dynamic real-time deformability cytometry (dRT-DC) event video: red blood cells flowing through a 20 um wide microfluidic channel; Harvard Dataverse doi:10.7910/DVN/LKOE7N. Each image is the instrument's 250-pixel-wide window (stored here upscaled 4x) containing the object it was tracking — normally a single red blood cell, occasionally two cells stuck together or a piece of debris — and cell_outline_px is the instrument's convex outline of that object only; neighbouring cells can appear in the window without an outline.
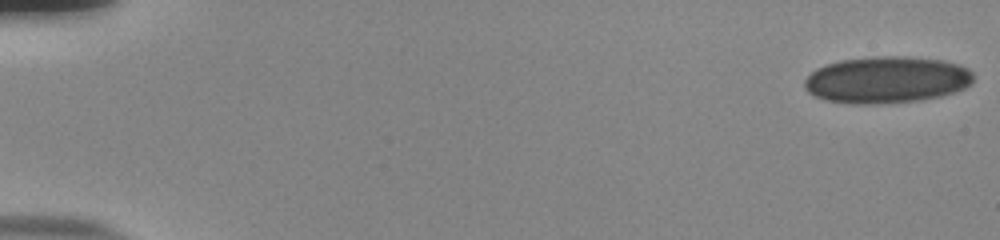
{"species": "human", "species_latin": "Homo sapiens", "temperature_condition": "room temperature", "stored_images_in_passage": 58, "camera_frame_rate_fps": 3000, "um_per_image_px": 0.085, "donor": {"sex": "male"}, "frame": {"image": 1, "passage_image": 1, "time_ms": 0.0, "image_size_px": [1000, 240], "cell_outline_px": [[972, 80], [964, 88], [940, 96], [920, 100], [868, 104], [856, 104], [828, 100], [816, 96], [808, 92], [804, 84], [804, 80], [816, 68], [828, 64], [844, 60], [888, 56], [900, 56], [944, 60], [968, 68], [972, 72]], "centroid_in_image_um": [75.37, 6.78], "position_along_channel_um": 9.6, "area_um2": 45.26}}
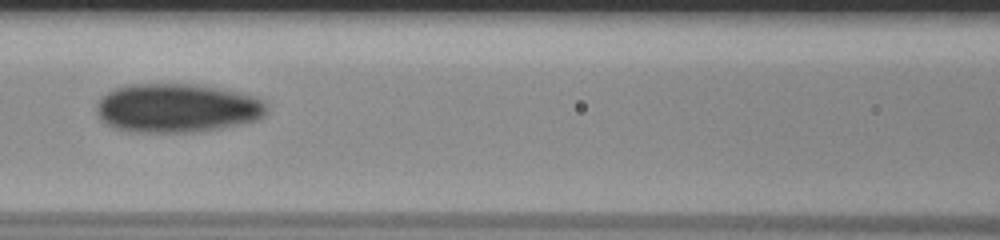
{"frame": {"image": 2, "passage_image": 28, "time_ms": 9.0, "image_size_px": [1000, 240], "cell_outline_px": [[264, 116], [256, 120], [240, 124], [200, 132], [128, 132], [112, 128], [104, 124], [100, 120], [96, 112], [96, 104], [108, 92], [116, 88], [132, 84], [192, 84], [232, 92], [248, 96], [260, 100], [264, 104]], "centroid_in_image_um": [14.92, 9.22], "position_along_channel_um": 151.7, "area_um2": 47.97}}
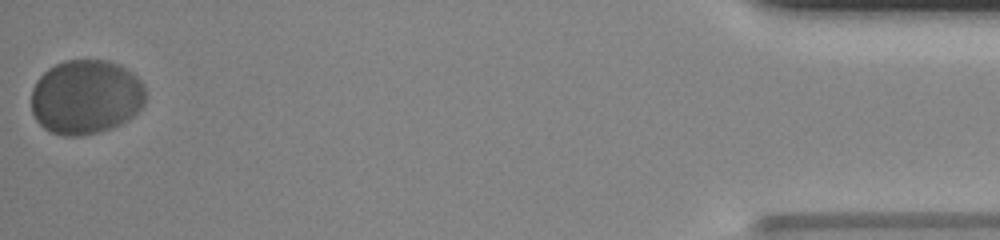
{"frame": {"image": 3, "passage_image": 58, "time_ms": 19.0, "image_size_px": [1000, 240], "cell_outline_px": [[144, 104], [128, 120], [112, 128], [100, 132], [84, 136], [64, 136], [52, 132], [44, 128], [36, 120], [32, 112], [32, 88], [36, 80], [48, 68], [56, 64], [68, 60], [108, 60], [132, 72], [144, 84]], "centroid_in_image_um": [7.29, 8.25], "position_along_channel_um": 427.9, "area_um2": 49.77}, "authors_computed_cell_mechanics": {"area_um2": 47.5116, "velocity_mm_per_s": 3.5805, "shape_relaxation_time_tau1_ms": 4.253, "shape_relaxation_time_tau2_ms": 1.234, "deformation_change_tau1": 0.0593, "deformation_change_tau2": 0.0417}}